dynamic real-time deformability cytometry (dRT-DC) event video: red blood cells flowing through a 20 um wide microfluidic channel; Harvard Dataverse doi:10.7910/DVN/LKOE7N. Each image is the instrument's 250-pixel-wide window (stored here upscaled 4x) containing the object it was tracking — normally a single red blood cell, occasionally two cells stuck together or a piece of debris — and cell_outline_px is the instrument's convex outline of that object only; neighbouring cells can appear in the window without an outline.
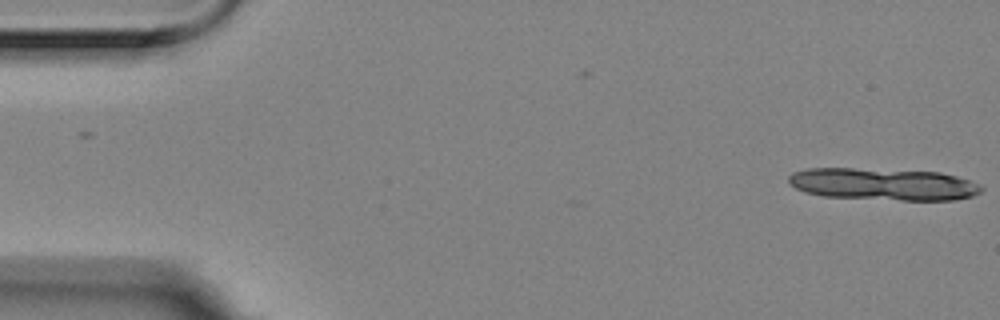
{"species": "Egyptian fruit bat (a non-hibernating species)", "species_latin": "Rousettus aegyptiacus", "temperature_condition": "room temperature", "stored_images_in_passage": 3, "camera_frame_rate_fps": 3000, "um_per_image_px": 0.085, "animal": {"sex": "female"}, "frame": {"image": 1, "passage_image": 1, "time_ms": 0.0, "image_size_px": [1000, 320], "cell_outline_px": [[984, 188], [980, 192], [972, 196], [952, 200], [904, 200], [824, 196], [804, 192], [788, 184], [788, 176], [792, 172], [808, 168], [852, 168], [940, 172], [956, 176], [980, 184]], "centroid_in_image_um": [75.04, 15.65], "position_along_channel_um": 10.0, "area_um2": 36.01}}